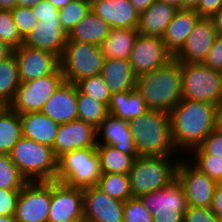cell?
Instances as JSON below:
<instances>
[{"label": "cell", "instance_id": "db71d44e", "mask_svg": "<svg viewBox=\"0 0 222 222\" xmlns=\"http://www.w3.org/2000/svg\"><path fill=\"white\" fill-rule=\"evenodd\" d=\"M17 6V0H0V10H12Z\"/></svg>", "mask_w": 222, "mask_h": 222}, {"label": "cell", "instance_id": "1f68e13d", "mask_svg": "<svg viewBox=\"0 0 222 222\" xmlns=\"http://www.w3.org/2000/svg\"><path fill=\"white\" fill-rule=\"evenodd\" d=\"M102 174H129L134 162L131 154H126L110 145H97Z\"/></svg>", "mask_w": 222, "mask_h": 222}, {"label": "cell", "instance_id": "ee69618b", "mask_svg": "<svg viewBox=\"0 0 222 222\" xmlns=\"http://www.w3.org/2000/svg\"><path fill=\"white\" fill-rule=\"evenodd\" d=\"M200 147L213 157L222 158V133L215 129L204 139Z\"/></svg>", "mask_w": 222, "mask_h": 222}, {"label": "cell", "instance_id": "6da1fadb", "mask_svg": "<svg viewBox=\"0 0 222 222\" xmlns=\"http://www.w3.org/2000/svg\"><path fill=\"white\" fill-rule=\"evenodd\" d=\"M216 105L182 99L169 113L172 141L179 152L199 147L215 129Z\"/></svg>", "mask_w": 222, "mask_h": 222}, {"label": "cell", "instance_id": "680465c9", "mask_svg": "<svg viewBox=\"0 0 222 222\" xmlns=\"http://www.w3.org/2000/svg\"><path fill=\"white\" fill-rule=\"evenodd\" d=\"M200 0H184V9H195Z\"/></svg>", "mask_w": 222, "mask_h": 222}, {"label": "cell", "instance_id": "7402d4cb", "mask_svg": "<svg viewBox=\"0 0 222 222\" xmlns=\"http://www.w3.org/2000/svg\"><path fill=\"white\" fill-rule=\"evenodd\" d=\"M97 139H99L98 145L113 146L123 153L131 154L134 158L139 156L128 121L111 114H108L97 128Z\"/></svg>", "mask_w": 222, "mask_h": 222}, {"label": "cell", "instance_id": "f6af8a7d", "mask_svg": "<svg viewBox=\"0 0 222 222\" xmlns=\"http://www.w3.org/2000/svg\"><path fill=\"white\" fill-rule=\"evenodd\" d=\"M205 65L222 71V35L218 34L211 47L207 58L203 62Z\"/></svg>", "mask_w": 222, "mask_h": 222}, {"label": "cell", "instance_id": "5b68a950", "mask_svg": "<svg viewBox=\"0 0 222 222\" xmlns=\"http://www.w3.org/2000/svg\"><path fill=\"white\" fill-rule=\"evenodd\" d=\"M171 156H138L129 171L130 188L133 197L139 198L147 193L166 187L176 178L179 163Z\"/></svg>", "mask_w": 222, "mask_h": 222}, {"label": "cell", "instance_id": "cb8c5ba5", "mask_svg": "<svg viewBox=\"0 0 222 222\" xmlns=\"http://www.w3.org/2000/svg\"><path fill=\"white\" fill-rule=\"evenodd\" d=\"M22 137L34 140L53 148L59 123L52 120L42 111L20 114Z\"/></svg>", "mask_w": 222, "mask_h": 222}, {"label": "cell", "instance_id": "91938a15", "mask_svg": "<svg viewBox=\"0 0 222 222\" xmlns=\"http://www.w3.org/2000/svg\"><path fill=\"white\" fill-rule=\"evenodd\" d=\"M0 222H17L14 215L1 216Z\"/></svg>", "mask_w": 222, "mask_h": 222}, {"label": "cell", "instance_id": "74e56055", "mask_svg": "<svg viewBox=\"0 0 222 222\" xmlns=\"http://www.w3.org/2000/svg\"><path fill=\"white\" fill-rule=\"evenodd\" d=\"M76 85L82 94L104 103L107 107L109 106L112 94L101 75L81 79Z\"/></svg>", "mask_w": 222, "mask_h": 222}, {"label": "cell", "instance_id": "9c48e42d", "mask_svg": "<svg viewBox=\"0 0 222 222\" xmlns=\"http://www.w3.org/2000/svg\"><path fill=\"white\" fill-rule=\"evenodd\" d=\"M153 216V222H184L188 203L177 178L166 187L139 197Z\"/></svg>", "mask_w": 222, "mask_h": 222}, {"label": "cell", "instance_id": "f35d334b", "mask_svg": "<svg viewBox=\"0 0 222 222\" xmlns=\"http://www.w3.org/2000/svg\"><path fill=\"white\" fill-rule=\"evenodd\" d=\"M0 41L6 43L13 50L23 45L24 38L15 25L11 10H0Z\"/></svg>", "mask_w": 222, "mask_h": 222}, {"label": "cell", "instance_id": "7dc6e473", "mask_svg": "<svg viewBox=\"0 0 222 222\" xmlns=\"http://www.w3.org/2000/svg\"><path fill=\"white\" fill-rule=\"evenodd\" d=\"M222 7V0H200L195 11L201 17H211Z\"/></svg>", "mask_w": 222, "mask_h": 222}, {"label": "cell", "instance_id": "e0dca14e", "mask_svg": "<svg viewBox=\"0 0 222 222\" xmlns=\"http://www.w3.org/2000/svg\"><path fill=\"white\" fill-rule=\"evenodd\" d=\"M98 145L97 128L79 119L60 124L53 144L57 158L64 153L85 148H96Z\"/></svg>", "mask_w": 222, "mask_h": 222}, {"label": "cell", "instance_id": "9f6ffc18", "mask_svg": "<svg viewBox=\"0 0 222 222\" xmlns=\"http://www.w3.org/2000/svg\"><path fill=\"white\" fill-rule=\"evenodd\" d=\"M158 1L175 6L178 10L184 9V0H158Z\"/></svg>", "mask_w": 222, "mask_h": 222}, {"label": "cell", "instance_id": "f546056e", "mask_svg": "<svg viewBox=\"0 0 222 222\" xmlns=\"http://www.w3.org/2000/svg\"><path fill=\"white\" fill-rule=\"evenodd\" d=\"M22 138L20 114L10 106L0 107V154L9 155Z\"/></svg>", "mask_w": 222, "mask_h": 222}, {"label": "cell", "instance_id": "7a4b0ae2", "mask_svg": "<svg viewBox=\"0 0 222 222\" xmlns=\"http://www.w3.org/2000/svg\"><path fill=\"white\" fill-rule=\"evenodd\" d=\"M180 63L174 58L166 65L137 76L135 89L149 110L170 113L182 100Z\"/></svg>", "mask_w": 222, "mask_h": 222}, {"label": "cell", "instance_id": "ffe728a7", "mask_svg": "<svg viewBox=\"0 0 222 222\" xmlns=\"http://www.w3.org/2000/svg\"><path fill=\"white\" fill-rule=\"evenodd\" d=\"M91 11L111 28L138 29L140 13L130 0H103L94 2Z\"/></svg>", "mask_w": 222, "mask_h": 222}, {"label": "cell", "instance_id": "44dd1931", "mask_svg": "<svg viewBox=\"0 0 222 222\" xmlns=\"http://www.w3.org/2000/svg\"><path fill=\"white\" fill-rule=\"evenodd\" d=\"M78 88L76 84L64 81L46 101L42 112L59 124L78 119Z\"/></svg>", "mask_w": 222, "mask_h": 222}, {"label": "cell", "instance_id": "e575fe53", "mask_svg": "<svg viewBox=\"0 0 222 222\" xmlns=\"http://www.w3.org/2000/svg\"><path fill=\"white\" fill-rule=\"evenodd\" d=\"M91 12L88 0H73L59 9L60 23L63 30L69 34L77 23Z\"/></svg>", "mask_w": 222, "mask_h": 222}, {"label": "cell", "instance_id": "f907efd6", "mask_svg": "<svg viewBox=\"0 0 222 222\" xmlns=\"http://www.w3.org/2000/svg\"><path fill=\"white\" fill-rule=\"evenodd\" d=\"M156 0H130L139 13L145 11Z\"/></svg>", "mask_w": 222, "mask_h": 222}, {"label": "cell", "instance_id": "11a10c76", "mask_svg": "<svg viewBox=\"0 0 222 222\" xmlns=\"http://www.w3.org/2000/svg\"><path fill=\"white\" fill-rule=\"evenodd\" d=\"M42 0H17V6L20 7H34Z\"/></svg>", "mask_w": 222, "mask_h": 222}, {"label": "cell", "instance_id": "277c9868", "mask_svg": "<svg viewBox=\"0 0 222 222\" xmlns=\"http://www.w3.org/2000/svg\"><path fill=\"white\" fill-rule=\"evenodd\" d=\"M9 156L28 182L55 181L58 158L53 148L22 137Z\"/></svg>", "mask_w": 222, "mask_h": 222}, {"label": "cell", "instance_id": "8d00e7d4", "mask_svg": "<svg viewBox=\"0 0 222 222\" xmlns=\"http://www.w3.org/2000/svg\"><path fill=\"white\" fill-rule=\"evenodd\" d=\"M191 151L195 157L193 165L218 184L222 183V158L207 154L200 146Z\"/></svg>", "mask_w": 222, "mask_h": 222}, {"label": "cell", "instance_id": "7bdbcfd3", "mask_svg": "<svg viewBox=\"0 0 222 222\" xmlns=\"http://www.w3.org/2000/svg\"><path fill=\"white\" fill-rule=\"evenodd\" d=\"M20 190L0 188V217L14 215Z\"/></svg>", "mask_w": 222, "mask_h": 222}, {"label": "cell", "instance_id": "d4e9b609", "mask_svg": "<svg viewBox=\"0 0 222 222\" xmlns=\"http://www.w3.org/2000/svg\"><path fill=\"white\" fill-rule=\"evenodd\" d=\"M177 11L175 6L156 0L140 13L139 34L162 37Z\"/></svg>", "mask_w": 222, "mask_h": 222}, {"label": "cell", "instance_id": "9a60e30c", "mask_svg": "<svg viewBox=\"0 0 222 222\" xmlns=\"http://www.w3.org/2000/svg\"><path fill=\"white\" fill-rule=\"evenodd\" d=\"M83 204L87 222H124V202L110 197L97 186L83 189Z\"/></svg>", "mask_w": 222, "mask_h": 222}, {"label": "cell", "instance_id": "6f0895ef", "mask_svg": "<svg viewBox=\"0 0 222 222\" xmlns=\"http://www.w3.org/2000/svg\"><path fill=\"white\" fill-rule=\"evenodd\" d=\"M53 4L54 7L60 9L65 7L68 3H70L73 0H48Z\"/></svg>", "mask_w": 222, "mask_h": 222}, {"label": "cell", "instance_id": "681fc988", "mask_svg": "<svg viewBox=\"0 0 222 222\" xmlns=\"http://www.w3.org/2000/svg\"><path fill=\"white\" fill-rule=\"evenodd\" d=\"M210 18L218 34L222 35V7L217 12H215Z\"/></svg>", "mask_w": 222, "mask_h": 222}, {"label": "cell", "instance_id": "816d5d0a", "mask_svg": "<svg viewBox=\"0 0 222 222\" xmlns=\"http://www.w3.org/2000/svg\"><path fill=\"white\" fill-rule=\"evenodd\" d=\"M13 54V49L3 41H0V62L5 61Z\"/></svg>", "mask_w": 222, "mask_h": 222}, {"label": "cell", "instance_id": "484cf974", "mask_svg": "<svg viewBox=\"0 0 222 222\" xmlns=\"http://www.w3.org/2000/svg\"><path fill=\"white\" fill-rule=\"evenodd\" d=\"M100 75L111 94L135 88L137 76L133 72L129 59L105 58Z\"/></svg>", "mask_w": 222, "mask_h": 222}, {"label": "cell", "instance_id": "8fae6325", "mask_svg": "<svg viewBox=\"0 0 222 222\" xmlns=\"http://www.w3.org/2000/svg\"><path fill=\"white\" fill-rule=\"evenodd\" d=\"M51 204V181L28 182L18 196L17 222H48Z\"/></svg>", "mask_w": 222, "mask_h": 222}, {"label": "cell", "instance_id": "60d3db41", "mask_svg": "<svg viewBox=\"0 0 222 222\" xmlns=\"http://www.w3.org/2000/svg\"><path fill=\"white\" fill-rule=\"evenodd\" d=\"M11 14L16 27L23 38H25L32 31L34 26L38 24V20L33 14L31 7L16 6L11 10Z\"/></svg>", "mask_w": 222, "mask_h": 222}, {"label": "cell", "instance_id": "bcb514c9", "mask_svg": "<svg viewBox=\"0 0 222 222\" xmlns=\"http://www.w3.org/2000/svg\"><path fill=\"white\" fill-rule=\"evenodd\" d=\"M32 10L38 21H43V19H60L59 9L54 7L48 0L40 1L32 7Z\"/></svg>", "mask_w": 222, "mask_h": 222}, {"label": "cell", "instance_id": "5bb4252c", "mask_svg": "<svg viewBox=\"0 0 222 222\" xmlns=\"http://www.w3.org/2000/svg\"><path fill=\"white\" fill-rule=\"evenodd\" d=\"M84 219L83 189L51 181V204L48 222Z\"/></svg>", "mask_w": 222, "mask_h": 222}, {"label": "cell", "instance_id": "8992f818", "mask_svg": "<svg viewBox=\"0 0 222 222\" xmlns=\"http://www.w3.org/2000/svg\"><path fill=\"white\" fill-rule=\"evenodd\" d=\"M102 175L100 157L96 148L77 149L58 158L55 181L70 187L97 186Z\"/></svg>", "mask_w": 222, "mask_h": 222}, {"label": "cell", "instance_id": "7c38bea8", "mask_svg": "<svg viewBox=\"0 0 222 222\" xmlns=\"http://www.w3.org/2000/svg\"><path fill=\"white\" fill-rule=\"evenodd\" d=\"M176 178L182 185L188 206L210 208L218 185L216 181L182 157L176 169Z\"/></svg>", "mask_w": 222, "mask_h": 222}, {"label": "cell", "instance_id": "4316f807", "mask_svg": "<svg viewBox=\"0 0 222 222\" xmlns=\"http://www.w3.org/2000/svg\"><path fill=\"white\" fill-rule=\"evenodd\" d=\"M148 110L142 95L135 88L130 91L112 93L108 106L109 114L125 121L141 117Z\"/></svg>", "mask_w": 222, "mask_h": 222}, {"label": "cell", "instance_id": "ac0fdd59", "mask_svg": "<svg viewBox=\"0 0 222 222\" xmlns=\"http://www.w3.org/2000/svg\"><path fill=\"white\" fill-rule=\"evenodd\" d=\"M18 63L20 82L45 77L53 73L59 66V58L45 50L25 45L13 50Z\"/></svg>", "mask_w": 222, "mask_h": 222}, {"label": "cell", "instance_id": "b9f144b4", "mask_svg": "<svg viewBox=\"0 0 222 222\" xmlns=\"http://www.w3.org/2000/svg\"><path fill=\"white\" fill-rule=\"evenodd\" d=\"M184 222H219L211 208L188 206L184 213Z\"/></svg>", "mask_w": 222, "mask_h": 222}, {"label": "cell", "instance_id": "4dcf8cb0", "mask_svg": "<svg viewBox=\"0 0 222 222\" xmlns=\"http://www.w3.org/2000/svg\"><path fill=\"white\" fill-rule=\"evenodd\" d=\"M20 76L17 59L12 54L5 61L0 62V105L9 106L20 86Z\"/></svg>", "mask_w": 222, "mask_h": 222}, {"label": "cell", "instance_id": "2e32d148", "mask_svg": "<svg viewBox=\"0 0 222 222\" xmlns=\"http://www.w3.org/2000/svg\"><path fill=\"white\" fill-rule=\"evenodd\" d=\"M217 36L211 18L201 17L174 58L179 63H203Z\"/></svg>", "mask_w": 222, "mask_h": 222}, {"label": "cell", "instance_id": "52a82bcc", "mask_svg": "<svg viewBox=\"0 0 222 222\" xmlns=\"http://www.w3.org/2000/svg\"><path fill=\"white\" fill-rule=\"evenodd\" d=\"M182 99L218 106L222 102V71L204 63H180Z\"/></svg>", "mask_w": 222, "mask_h": 222}, {"label": "cell", "instance_id": "3957f363", "mask_svg": "<svg viewBox=\"0 0 222 222\" xmlns=\"http://www.w3.org/2000/svg\"><path fill=\"white\" fill-rule=\"evenodd\" d=\"M128 124L139 156H172L178 152L172 141L169 113L148 110Z\"/></svg>", "mask_w": 222, "mask_h": 222}, {"label": "cell", "instance_id": "836d02e7", "mask_svg": "<svg viewBox=\"0 0 222 222\" xmlns=\"http://www.w3.org/2000/svg\"><path fill=\"white\" fill-rule=\"evenodd\" d=\"M97 187L110 197L118 199L122 202H125L133 197L130 188L129 174H102Z\"/></svg>", "mask_w": 222, "mask_h": 222}, {"label": "cell", "instance_id": "6125c7cd", "mask_svg": "<svg viewBox=\"0 0 222 222\" xmlns=\"http://www.w3.org/2000/svg\"><path fill=\"white\" fill-rule=\"evenodd\" d=\"M90 3H91V5L94 3V2H99V1H103V0H88Z\"/></svg>", "mask_w": 222, "mask_h": 222}, {"label": "cell", "instance_id": "30bf717a", "mask_svg": "<svg viewBox=\"0 0 222 222\" xmlns=\"http://www.w3.org/2000/svg\"><path fill=\"white\" fill-rule=\"evenodd\" d=\"M65 81L60 66L51 74L20 83L13 102L9 105L19 114L42 111L46 101Z\"/></svg>", "mask_w": 222, "mask_h": 222}, {"label": "cell", "instance_id": "c3c4849f", "mask_svg": "<svg viewBox=\"0 0 222 222\" xmlns=\"http://www.w3.org/2000/svg\"><path fill=\"white\" fill-rule=\"evenodd\" d=\"M210 208L218 218H222V183L215 188Z\"/></svg>", "mask_w": 222, "mask_h": 222}, {"label": "cell", "instance_id": "83f0119b", "mask_svg": "<svg viewBox=\"0 0 222 222\" xmlns=\"http://www.w3.org/2000/svg\"><path fill=\"white\" fill-rule=\"evenodd\" d=\"M110 25L92 11L75 25L68 39L100 46L110 33Z\"/></svg>", "mask_w": 222, "mask_h": 222}, {"label": "cell", "instance_id": "d6a6232c", "mask_svg": "<svg viewBox=\"0 0 222 222\" xmlns=\"http://www.w3.org/2000/svg\"><path fill=\"white\" fill-rule=\"evenodd\" d=\"M77 106L78 119L94 126L95 128H98L109 114L108 107L104 103L97 101L86 94H82L79 90Z\"/></svg>", "mask_w": 222, "mask_h": 222}, {"label": "cell", "instance_id": "94428289", "mask_svg": "<svg viewBox=\"0 0 222 222\" xmlns=\"http://www.w3.org/2000/svg\"><path fill=\"white\" fill-rule=\"evenodd\" d=\"M84 221H85L84 219H69L64 222H84Z\"/></svg>", "mask_w": 222, "mask_h": 222}, {"label": "cell", "instance_id": "f1b7e54d", "mask_svg": "<svg viewBox=\"0 0 222 222\" xmlns=\"http://www.w3.org/2000/svg\"><path fill=\"white\" fill-rule=\"evenodd\" d=\"M138 29L111 28L100 48L105 58L129 59L138 36Z\"/></svg>", "mask_w": 222, "mask_h": 222}, {"label": "cell", "instance_id": "ab89813d", "mask_svg": "<svg viewBox=\"0 0 222 222\" xmlns=\"http://www.w3.org/2000/svg\"><path fill=\"white\" fill-rule=\"evenodd\" d=\"M124 222H153V216L139 198L132 197L124 202Z\"/></svg>", "mask_w": 222, "mask_h": 222}, {"label": "cell", "instance_id": "603a6c76", "mask_svg": "<svg viewBox=\"0 0 222 222\" xmlns=\"http://www.w3.org/2000/svg\"><path fill=\"white\" fill-rule=\"evenodd\" d=\"M201 16L195 9H179L162 36L166 48L175 56L185 45L188 36Z\"/></svg>", "mask_w": 222, "mask_h": 222}, {"label": "cell", "instance_id": "d590c367", "mask_svg": "<svg viewBox=\"0 0 222 222\" xmlns=\"http://www.w3.org/2000/svg\"><path fill=\"white\" fill-rule=\"evenodd\" d=\"M28 183L9 155L0 154V188L21 190Z\"/></svg>", "mask_w": 222, "mask_h": 222}, {"label": "cell", "instance_id": "ba28073f", "mask_svg": "<svg viewBox=\"0 0 222 222\" xmlns=\"http://www.w3.org/2000/svg\"><path fill=\"white\" fill-rule=\"evenodd\" d=\"M104 54L100 46L67 40L60 68L65 81L76 84L81 79L100 75Z\"/></svg>", "mask_w": 222, "mask_h": 222}, {"label": "cell", "instance_id": "d6986e66", "mask_svg": "<svg viewBox=\"0 0 222 222\" xmlns=\"http://www.w3.org/2000/svg\"><path fill=\"white\" fill-rule=\"evenodd\" d=\"M67 39L68 34L63 30L60 19H43L24 38L23 45L49 51L60 59Z\"/></svg>", "mask_w": 222, "mask_h": 222}, {"label": "cell", "instance_id": "f5cc1de1", "mask_svg": "<svg viewBox=\"0 0 222 222\" xmlns=\"http://www.w3.org/2000/svg\"><path fill=\"white\" fill-rule=\"evenodd\" d=\"M215 130L222 133V102L216 107Z\"/></svg>", "mask_w": 222, "mask_h": 222}, {"label": "cell", "instance_id": "4fadbf2b", "mask_svg": "<svg viewBox=\"0 0 222 222\" xmlns=\"http://www.w3.org/2000/svg\"><path fill=\"white\" fill-rule=\"evenodd\" d=\"M174 56L166 48L162 37L138 34L129 62L136 76L151 72L169 63Z\"/></svg>", "mask_w": 222, "mask_h": 222}]
</instances>
